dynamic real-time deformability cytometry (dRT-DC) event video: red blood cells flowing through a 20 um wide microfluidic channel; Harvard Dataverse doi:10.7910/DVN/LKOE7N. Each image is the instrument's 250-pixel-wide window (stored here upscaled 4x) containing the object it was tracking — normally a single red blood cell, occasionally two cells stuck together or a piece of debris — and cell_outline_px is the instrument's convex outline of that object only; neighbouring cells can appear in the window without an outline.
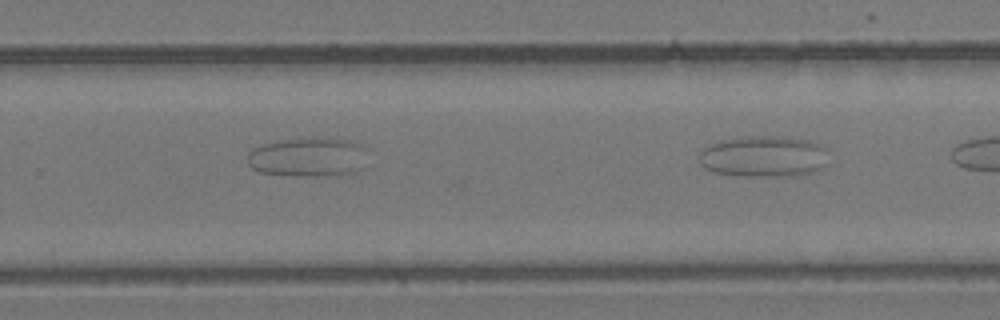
{"species": "common noctule bat (a hibernating species)", "species_latin": "Nyctalus noctula", "temperature_condition": "room temperature", "stored_images_in_passage": 14, "camera_frame_rate_fps": 3000, "um_per_image_px": 0.085, "animal": {"sex": "female", "body_mass_g": 24.6, "forearm_length_mm": 56.2}, "frame": {"image": 1, "passage_image": 14, "time_ms": 4.333, "image_size_px": [1000, 320], "cell_outline_px": [[828, 148], [824, 164], [820, 168], [812, 172], [800, 176], [744, 176], [712, 172], [704, 168], [700, 164], [700, 152], [704, 148], [720, 140], [752, 136], [772, 136], [804, 140], [820, 144]], "centroid_in_image_um": [64.9, 13.31], "position_along_channel_um": 264.9, "area_um2": 30.98}}